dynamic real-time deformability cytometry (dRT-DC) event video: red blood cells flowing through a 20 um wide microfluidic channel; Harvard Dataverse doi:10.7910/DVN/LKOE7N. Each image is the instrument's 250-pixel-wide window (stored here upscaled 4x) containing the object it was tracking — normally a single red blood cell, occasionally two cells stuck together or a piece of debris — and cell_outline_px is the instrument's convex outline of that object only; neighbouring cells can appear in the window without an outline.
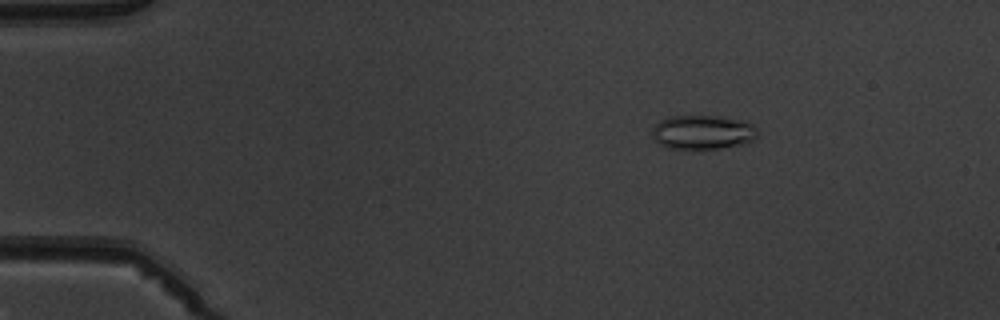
{"species": "common noctule bat (a hibernating species)", "species_latin": "Nyctalus noctula", "temperature_condition": "warm", "stored_images_in_passage": 4, "camera_frame_rate_fps": 3000, "um_per_image_px": 0.085, "animal": {"sex": "male", "body_mass_g": 19.5, "forearm_length_mm": 54.6}, "frame": {"image": 1, "passage_image": 3, "time_ms": 2.333, "image_size_px": [1000, 320], "cell_outline_px": [[760, 132], [752, 140], [744, 144], [716, 148], [668, 148], [660, 144], [656, 140], [652, 132], [652, 128], [660, 120], [672, 116], [716, 116], [752, 124]], "centroid_in_image_um": [59.72, 11.24], "position_along_channel_um": 25.3, "area_um2": 20.52}}